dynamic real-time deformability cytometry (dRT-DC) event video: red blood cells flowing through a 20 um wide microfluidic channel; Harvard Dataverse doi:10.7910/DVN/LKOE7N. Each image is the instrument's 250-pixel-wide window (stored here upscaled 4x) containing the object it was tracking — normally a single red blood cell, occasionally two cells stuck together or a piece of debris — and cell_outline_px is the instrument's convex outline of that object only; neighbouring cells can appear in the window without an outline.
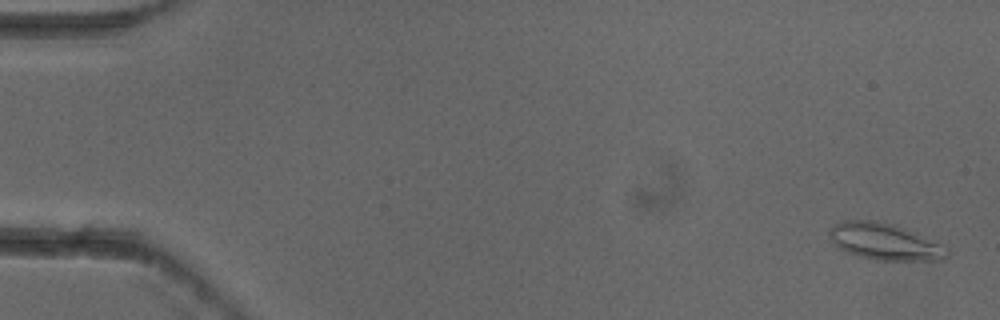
{"species": "common noctule bat (a hibernating species)", "species_latin": "Nyctalus noctula", "temperature_condition": "cold", "stored_images_in_passage": 8, "camera_frame_rate_fps": 3000, "um_per_image_px": 0.085, "animal": {"sex": "female"}, "frame": {"image": 1, "passage_image": 1, "time_ms": 0.0, "image_size_px": [1000, 320], "cell_outline_px": [[948, 256], [944, 260], [876, 260], [860, 256], [848, 252], [840, 248], [828, 236], [828, 232], [836, 224], [844, 220], [876, 220], [896, 224], [916, 232], [948, 248]], "centroid_in_image_um": [75.23, 20.53], "position_along_channel_um": 9.8, "area_um2": 25.09}}
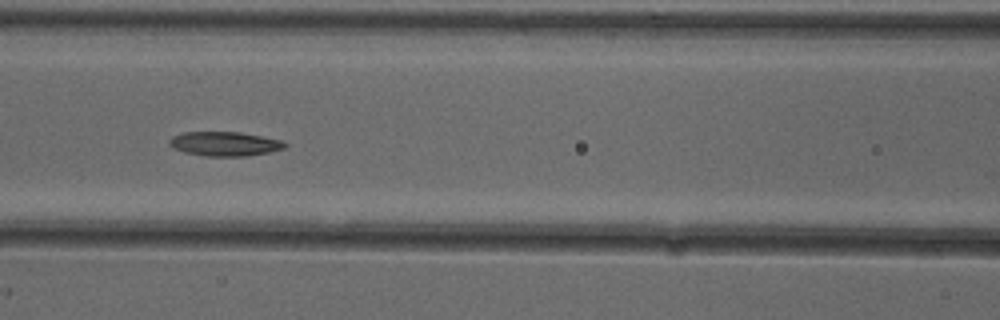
{"frame": {"image": 2, "passage_image": 6, "time_ms": 1.667, "image_size_px": [1000, 320], "cell_outline_px": [[288, 144], [284, 148], [268, 152], [248, 156], [204, 156], [184, 152], [172, 148], [168, 144], [168, 140], [172, 136], [184, 132], [240, 132], [280, 140]], "centroid_in_image_um": [19.04, 12.23], "position_along_channel_um": 147.6, "area_um2": 16.36}}
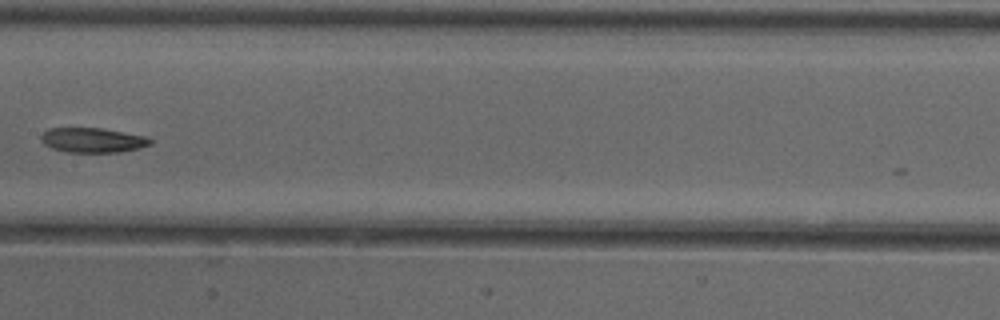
{"frame": {"image": 3, "passage_image": 7, "time_ms": 2.0, "image_size_px": [1000, 320], "cell_outline_px": [[152, 144], [140, 148], [120, 152], [64, 152], [52, 148], [44, 144], [40, 140], [40, 136], [48, 128], [100, 128], [148, 136], [152, 140]], "centroid_in_image_um": [7.89, 11.91], "position_along_channel_um": 199.5, "area_um2": 15.9}}